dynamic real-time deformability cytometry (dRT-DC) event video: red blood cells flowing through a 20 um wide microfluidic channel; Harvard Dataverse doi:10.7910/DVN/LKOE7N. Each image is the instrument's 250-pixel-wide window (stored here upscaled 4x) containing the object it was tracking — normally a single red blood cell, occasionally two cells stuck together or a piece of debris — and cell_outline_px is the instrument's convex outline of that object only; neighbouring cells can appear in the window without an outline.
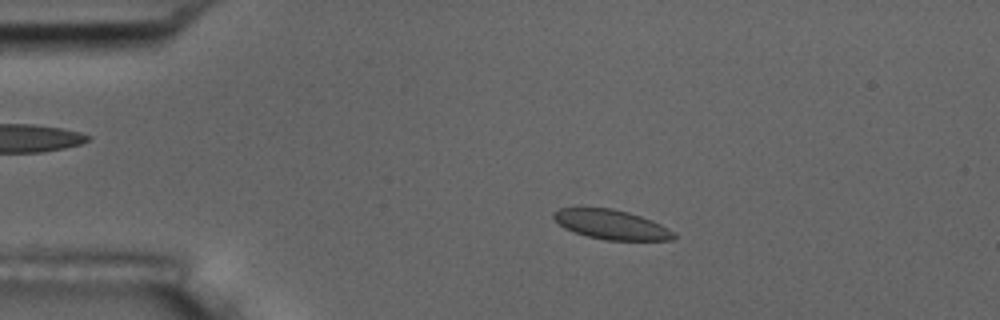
{"species": "common noctule bat (a hibernating species)", "species_latin": "Nyctalus noctula", "temperature_condition": "room temperature", "stored_images_in_passage": 46, "camera_frame_rate_fps": 3000, "um_per_image_px": 0.085, "animal": {"sex": "male", "body_mass_g": 17.5, "forearm_length_mm": 52.3}, "frame": {"image": 1, "passage_image": 2, "time_ms": 0.333, "image_size_px": [1000, 320], "cell_outline_px": [[676, 236], [672, 240], [604, 240], [588, 236], [564, 228], [552, 216], [552, 212], [560, 208], [612, 208], [628, 212], [652, 220], [668, 228]], "centroid_in_image_um": [51.96, 19.08], "position_along_channel_um": 33.0, "area_um2": 20.46}}
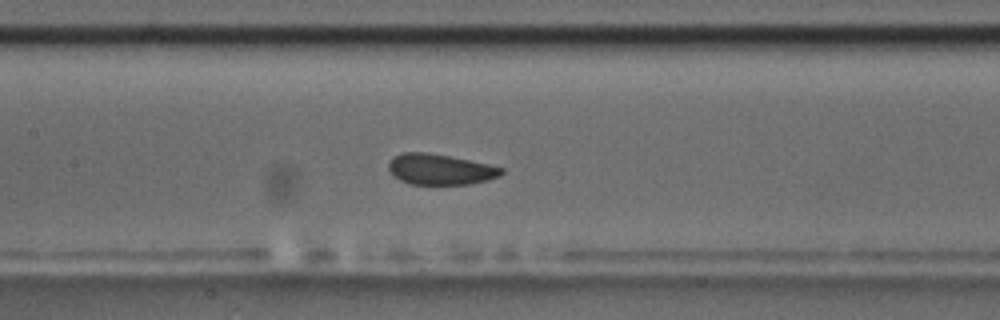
{"frame": {"image": 2, "passage_image": 17, "time_ms": 5.333, "image_size_px": [1000, 320], "cell_outline_px": [[504, 172], [500, 176], [488, 180], [468, 184], [408, 184], [392, 176], [388, 168], [388, 164], [392, 156], [400, 152], [424, 152], [448, 156], [488, 164], [504, 168]], "centroid_in_image_um": [37.37, 14.39], "position_along_channel_um": 170.0, "area_um2": 20.29}}
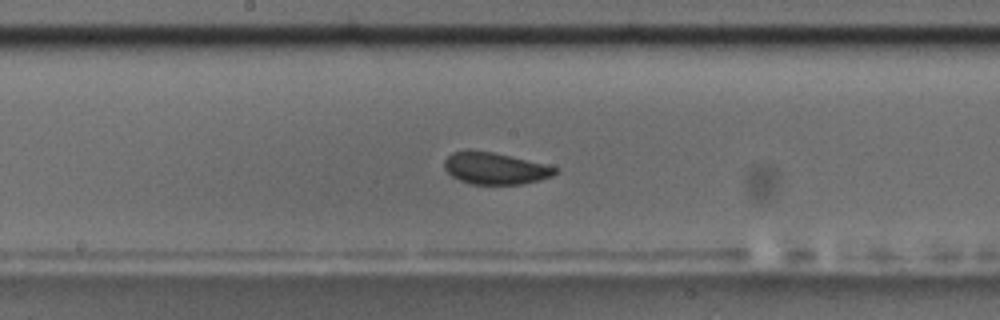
{"frame": {"image": 3, "passage_image": 20, "time_ms": 6.333, "image_size_px": [1000, 320], "cell_outline_px": [[560, 172], [552, 176], [540, 180], [520, 184], [472, 184], [460, 180], [452, 176], [444, 168], [444, 160], [452, 152], [468, 148], [492, 152], [544, 164], [560, 168]], "centroid_in_image_um": [42.07, 14.29], "position_along_channel_um": 206.1, "area_um2": 20.69}, "authors_computed_cell_mechanics": {"area_um2": 21.0392, "velocity_mm_per_s": 3.6479, "shape_relaxation_time_tau1_ms": 3.0547, "shape_relaxation_time_tau2_ms": 0.6025, "deformation_change_tau1": 0.0748, "deformation_change_tau2": 0.0619}}